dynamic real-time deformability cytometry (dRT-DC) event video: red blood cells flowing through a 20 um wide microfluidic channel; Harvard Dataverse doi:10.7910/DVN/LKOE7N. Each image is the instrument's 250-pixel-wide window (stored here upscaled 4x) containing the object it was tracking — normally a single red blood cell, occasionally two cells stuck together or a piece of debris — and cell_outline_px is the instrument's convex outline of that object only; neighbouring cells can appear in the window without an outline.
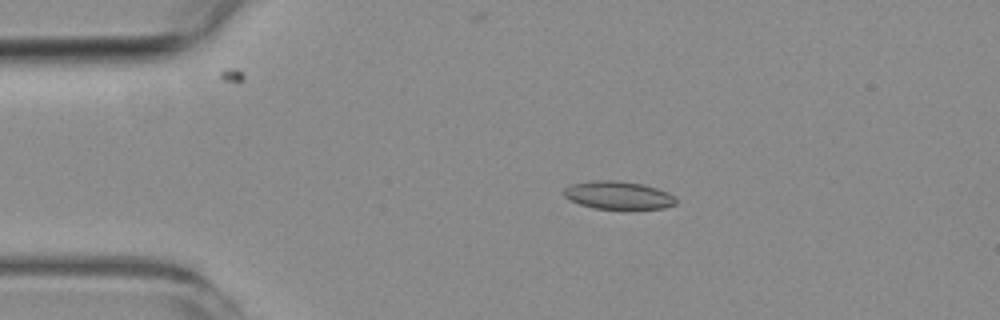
{"species": "common noctule bat (a hibernating species)", "species_latin": "Nyctalus noctula", "temperature_condition": "room temperature", "stored_images_in_passage": 5, "camera_frame_rate_fps": 3000, "um_per_image_px": 0.085, "animal": {"sex": "female", "body_mass_g": 19.3, "forearm_length_mm": 54.1}, "frame": {"image": 1, "passage_image": 3, "time_ms": 2.0, "image_size_px": [1000, 320], "cell_outline_px": [[676, 204], [664, 208], [592, 208], [580, 204], [564, 196], [564, 188], [572, 184], [592, 180], [612, 180], [644, 184], [668, 192], [676, 196]], "centroid_in_image_um": [52.57, 16.58], "position_along_channel_um": 32.4, "area_um2": 18.09}}
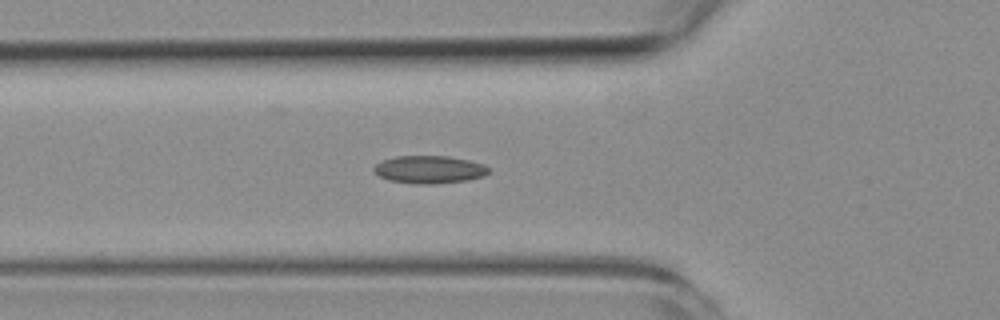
{"frame": {"image": 2, "passage_image": 5, "time_ms": 4.667, "image_size_px": [1000, 320], "cell_outline_px": [[492, 172], [484, 176], [468, 180], [436, 184], [412, 184], [388, 180], [380, 176], [372, 168], [380, 160], [396, 156], [448, 156], [468, 160], [484, 164]], "centroid_in_image_um": [36.5, 14.41], "position_along_channel_um": 89.3, "area_um2": 18.79}}